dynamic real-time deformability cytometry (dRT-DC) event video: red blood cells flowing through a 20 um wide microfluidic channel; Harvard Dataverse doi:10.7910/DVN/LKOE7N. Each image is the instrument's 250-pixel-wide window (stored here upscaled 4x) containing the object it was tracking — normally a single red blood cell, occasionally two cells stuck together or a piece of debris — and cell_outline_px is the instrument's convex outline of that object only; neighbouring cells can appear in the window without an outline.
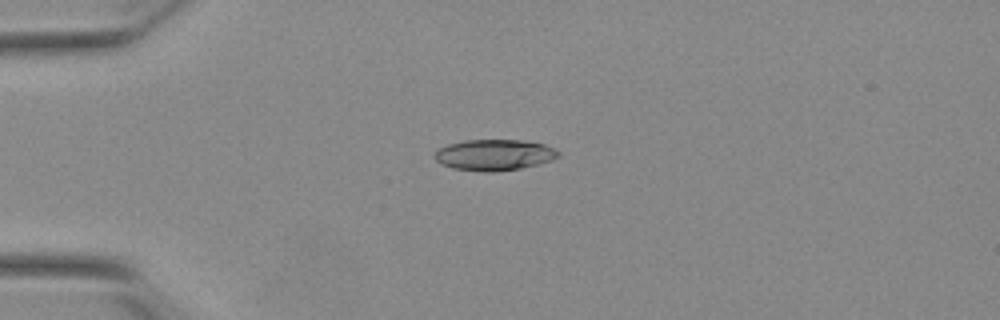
{"species": "Egyptian fruit bat (a non-hibernating species)", "species_latin": "Rousettus aegyptiacus", "temperature_condition": "warm", "stored_images_in_passage": 33, "camera_frame_rate_fps": 3000, "um_per_image_px": 0.085, "animal": {"sex": "female"}, "frame": {"image": 1, "passage_image": 1, "time_ms": 0.0, "image_size_px": [1000, 320], "cell_outline_px": [[560, 156], [552, 160], [520, 168], [492, 172], [484, 172], [452, 168], [440, 164], [432, 156], [440, 148], [448, 144], [464, 140], [524, 140], [544, 144], [560, 152]], "centroid_in_image_um": [41.99, 13.16], "position_along_channel_um": 43.0, "area_um2": 22.37}}
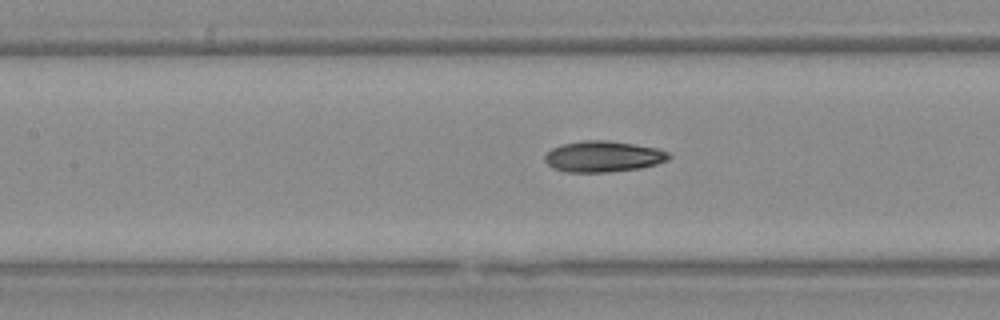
{"frame": {"image": 2, "passage_image": 12, "time_ms": 3.667, "image_size_px": [1000, 320], "cell_outline_px": [[672, 156], [668, 160], [656, 164], [640, 168], [608, 172], [564, 172], [552, 168], [544, 160], [544, 156], [552, 148], [560, 144], [580, 140], [608, 140], [660, 148], [668, 152]], "centroid_in_image_um": [51.26, 13.29], "position_along_channel_um": 156.1, "area_um2": 22.72}}
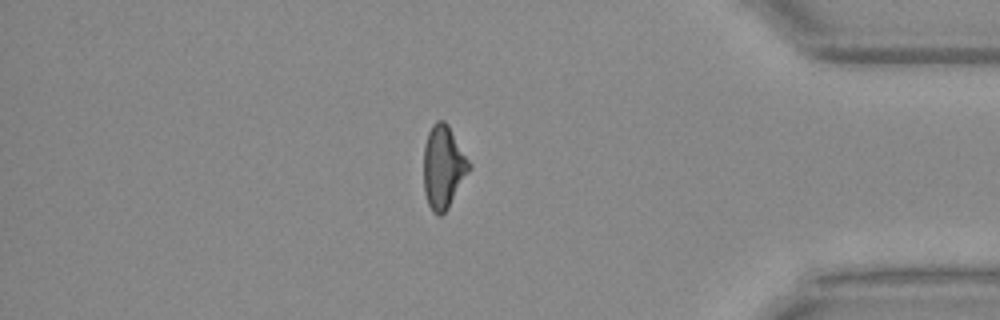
{"frame": {"image": 3, "passage_image": 33, "time_ms": 10.667, "image_size_px": [1000, 320], "cell_outline_px": [[472, 168], [448, 208], [440, 216], [436, 216], [432, 212], [428, 204], [424, 192], [424, 144], [428, 132], [432, 124], [436, 120], [444, 120], [448, 124], [472, 164]], "centroid_in_image_um": [37.69, 14.19], "position_along_channel_um": 397.5, "area_um2": 22.37}, "authors_computed_cell_mechanics": {"area_um2": 22.1374, "velocity_mm_per_s": 3.8724, "shape_relaxation_time_tau1_ms": 10.6135, "shape_relaxation_time_tau2_ms": 3.1923, "deformation_change_tau1": 0.2614, "deformation_change_tau2": 0.1035}}